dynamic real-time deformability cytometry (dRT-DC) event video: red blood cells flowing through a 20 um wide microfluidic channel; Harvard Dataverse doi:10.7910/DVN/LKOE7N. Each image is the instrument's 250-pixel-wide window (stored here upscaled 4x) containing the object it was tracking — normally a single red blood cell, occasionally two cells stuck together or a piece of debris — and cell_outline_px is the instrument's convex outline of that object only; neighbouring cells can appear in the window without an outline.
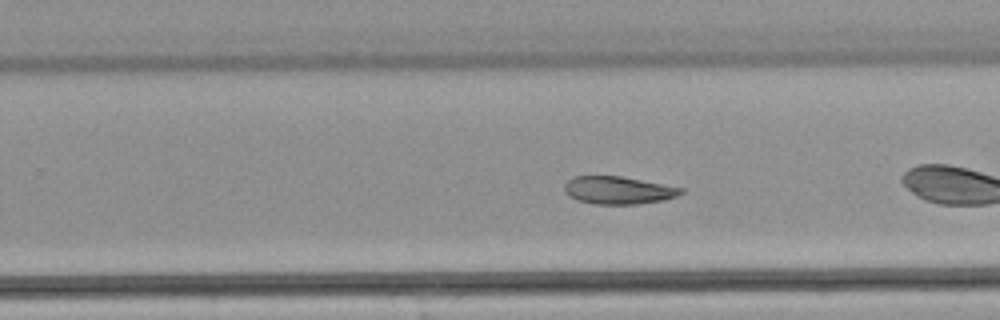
{"species": "common noctule bat (a hibernating species)", "species_latin": "Nyctalus noctula", "temperature_condition": "warm", "stored_images_in_passage": 38, "camera_frame_rate_fps": 3000, "um_per_image_px": 0.085, "animal": {"sex": "male", "body_mass_g": 21.5, "forearm_length_mm": 52.0}, "frame": {"image": 1, "passage_image": 17, "time_ms": 5.333, "image_size_px": [1000, 320], "cell_outline_px": [[684, 192], [676, 196], [664, 200], [636, 204], [592, 204], [576, 200], [568, 196], [564, 192], [564, 184], [572, 176], [620, 176], [684, 188]], "centroid_in_image_um": [52.51, 16.17], "position_along_channel_um": 277.3, "area_um2": 18.9}}